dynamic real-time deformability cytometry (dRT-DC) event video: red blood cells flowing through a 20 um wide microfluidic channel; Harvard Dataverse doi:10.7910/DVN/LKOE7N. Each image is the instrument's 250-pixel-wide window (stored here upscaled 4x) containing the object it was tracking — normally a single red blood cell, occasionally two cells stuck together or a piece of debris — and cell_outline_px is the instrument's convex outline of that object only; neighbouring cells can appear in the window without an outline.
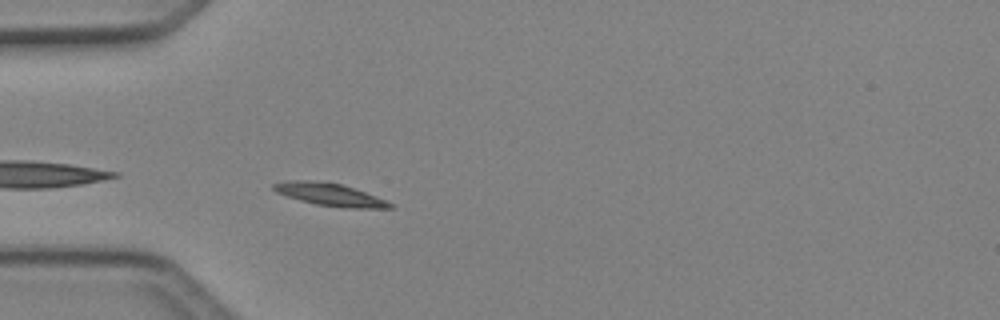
{"species": "Egyptian fruit bat (a non-hibernating species)", "species_latin": "Rousettus aegyptiacus", "temperature_condition": "cold", "stored_images_in_passage": 36, "camera_frame_rate_fps": 3000, "um_per_image_px": 0.085, "animal": {"sex": "female"}, "frame": {"image": 1, "passage_image": 2, "time_ms": 0.333, "image_size_px": [1000, 320], "cell_outline_px": [[396, 208], [344, 208], [316, 204], [300, 200], [276, 192], [272, 188], [272, 184], [288, 180], [308, 180], [340, 184], [376, 196], [396, 204]], "centroid_in_image_um": [28.07, 16.55], "position_along_channel_um": 56.9, "area_um2": 15.2}}
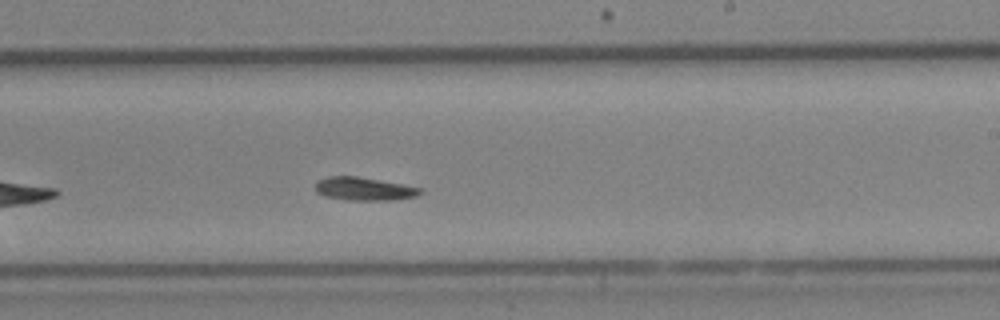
{"frame": {"image": 2, "passage_image": 17, "time_ms": 5.333, "image_size_px": [1000, 320], "cell_outline_px": [[424, 192], [416, 196], [392, 200], [348, 200], [328, 196], [316, 192], [316, 180], [328, 176], [356, 176], [400, 184], [420, 188]], "centroid_in_image_um": [30.93, 16.05], "position_along_channel_um": 258.1, "area_um2": 13.93}}
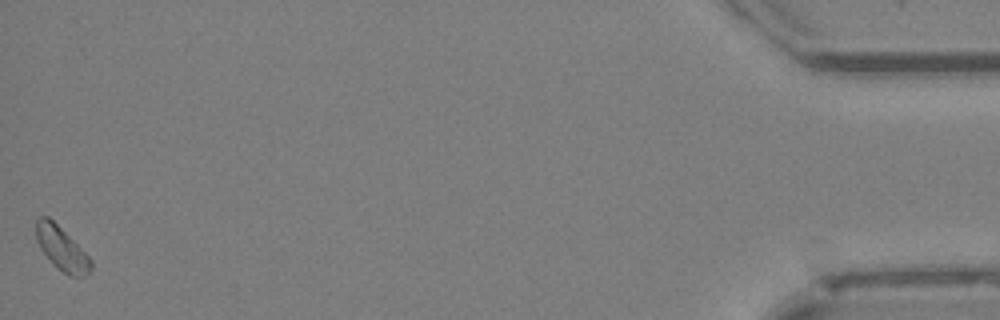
{"frame": {"image": 3, "passage_image": 36, "time_ms": 11.667, "image_size_px": [1000, 320], "cell_outline_px": [[92, 268], [84, 276], [68, 276], [40, 248], [36, 240], [36, 220], [40, 216], [48, 216], [92, 260]], "centroid_in_image_um": [5.24, 21.11], "position_along_channel_um": 430.0, "area_um2": 13.24}, "authors_computed_cell_mechanics": {"area_um2": 13.9298, "velocity_mm_per_s": 4.1684, "shape_relaxation_time_tau1_ms": 6.8336, "shape_relaxation_time_tau2_ms": 4.984, "deformation_change_tau1": 0.1225, "deformation_change_tau2": 0.1037}}